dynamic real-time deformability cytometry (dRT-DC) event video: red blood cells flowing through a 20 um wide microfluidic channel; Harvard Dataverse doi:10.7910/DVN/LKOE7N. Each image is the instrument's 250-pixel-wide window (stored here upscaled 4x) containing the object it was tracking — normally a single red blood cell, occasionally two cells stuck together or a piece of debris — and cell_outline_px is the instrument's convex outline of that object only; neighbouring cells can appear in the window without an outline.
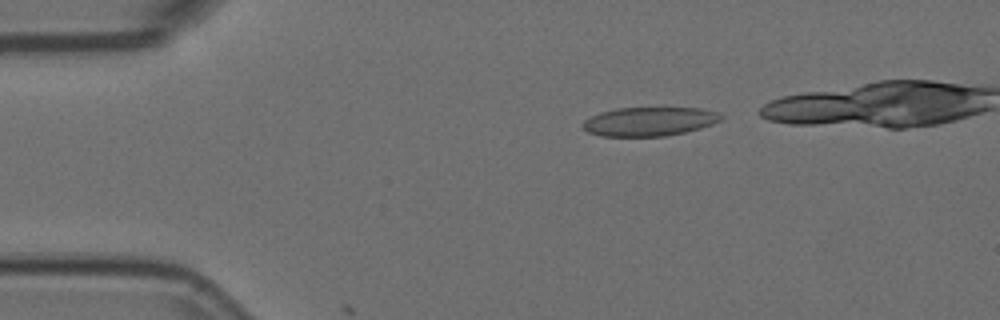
{"species": "Egyptian fruit bat (a non-hibernating species)", "species_latin": "Rousettus aegyptiacus", "temperature_condition": "room temperature", "stored_images_in_passage": 5, "camera_frame_rate_fps": 3000, "um_per_image_px": 0.085, "animal": {"sex": "female"}, "frame": {"image": 1, "passage_image": 3, "time_ms": 0.667, "image_size_px": [1000, 320], "cell_outline_px": [[724, 116], [720, 120], [712, 124], [700, 128], [684, 132], [664, 136], [600, 136], [588, 132], [580, 124], [584, 120], [600, 112], [616, 108], [700, 108], [716, 112]], "centroid_in_image_um": [55.16, 10.32], "position_along_channel_um": 29.8, "area_um2": 23.18}}